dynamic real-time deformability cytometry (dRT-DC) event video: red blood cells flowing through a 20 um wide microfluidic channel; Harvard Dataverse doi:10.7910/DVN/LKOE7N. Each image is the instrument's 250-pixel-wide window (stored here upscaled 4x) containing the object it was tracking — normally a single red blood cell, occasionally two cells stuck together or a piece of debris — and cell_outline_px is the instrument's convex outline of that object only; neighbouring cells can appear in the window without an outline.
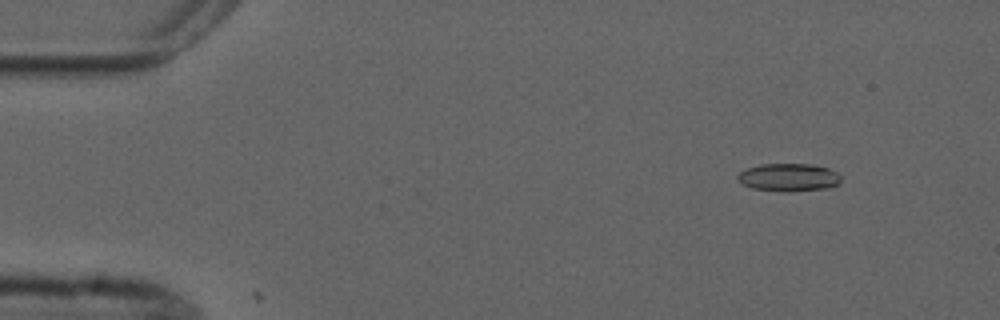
{"species": "common noctule bat (a hibernating species)", "species_latin": "Nyctalus noctula", "temperature_condition": "cold", "stored_images_in_passage": 4, "camera_frame_rate_fps": 3000, "um_per_image_px": 0.085, "animal": {"sex": "male", "forearm_length_mm": 52.5}, "frame": {"image": 1, "passage_image": 1, "time_ms": 0.0, "image_size_px": [1000, 320], "cell_outline_px": [[840, 184], [832, 188], [788, 192], [752, 188], [744, 184], [736, 176], [740, 172], [748, 168], [760, 164], [808, 164], [828, 168], [836, 172], [840, 176]], "centroid_in_image_um": [67.09, 15.08], "position_along_channel_um": 17.9, "area_um2": 16.76}}